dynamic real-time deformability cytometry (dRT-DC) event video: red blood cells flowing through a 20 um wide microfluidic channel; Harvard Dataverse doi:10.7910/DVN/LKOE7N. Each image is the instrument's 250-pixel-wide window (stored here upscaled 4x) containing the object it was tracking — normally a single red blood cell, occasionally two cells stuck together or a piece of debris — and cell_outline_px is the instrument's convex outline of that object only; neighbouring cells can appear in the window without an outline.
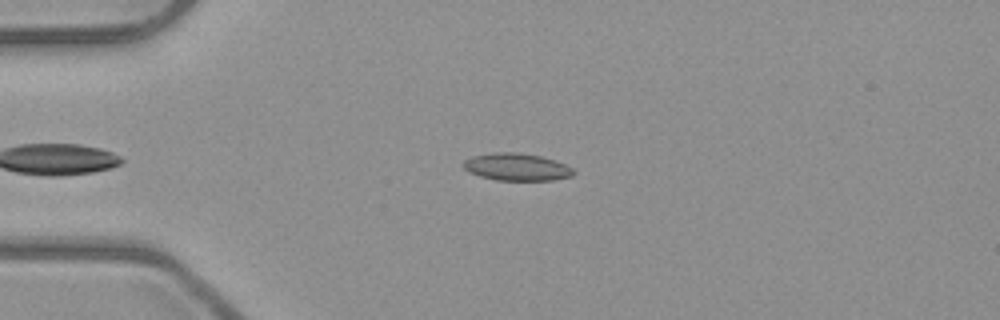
{"species": "common noctule bat (a hibernating species)", "species_latin": "Nyctalus noctula", "temperature_condition": "room temperature", "stored_images_in_passage": 45, "camera_frame_rate_fps": 3000, "um_per_image_px": 0.085, "animal": {"sex": "male", "body_mass_g": 23.1, "forearm_length_mm": 52.7}, "frame": {"image": 1, "passage_image": 10, "time_ms": 3.0, "image_size_px": [1000, 320], "cell_outline_px": [[576, 172], [572, 176], [552, 180], [496, 180], [480, 176], [468, 172], [464, 168], [464, 160], [472, 156], [496, 152], [516, 152], [540, 156], [564, 164], [572, 168]], "centroid_in_image_um": [43.9, 14.2], "position_along_channel_um": 41.1, "area_um2": 17.4}}
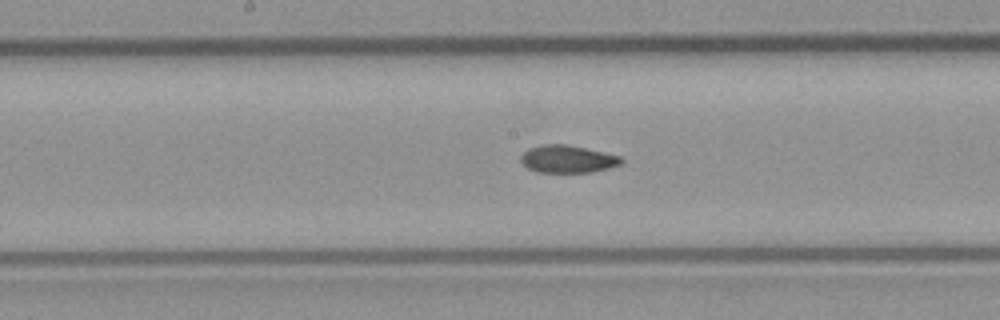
{"frame": {"image": 2, "passage_image": 24, "time_ms": 7.667, "image_size_px": [1000, 320], "cell_outline_px": [[624, 160], [620, 164], [608, 168], [592, 172], [536, 172], [528, 168], [520, 160], [520, 156], [528, 148], [544, 144], [564, 144], [584, 148], [620, 156]], "centroid_in_image_um": [48.22, 13.52], "position_along_channel_um": 200.0, "area_um2": 15.95}}
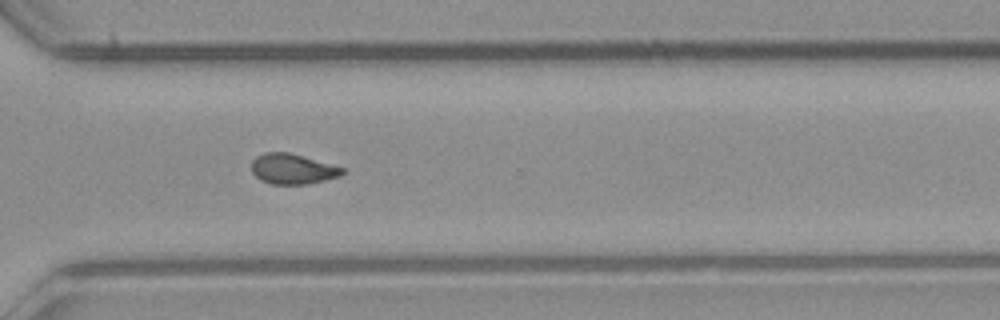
{"frame": {"image": 3, "passage_image": 35, "time_ms": 11.333, "image_size_px": [1000, 320], "cell_outline_px": [[348, 172], [340, 176], [308, 184], [272, 184], [260, 180], [252, 172], [252, 160], [256, 156], [264, 152], [288, 152], [344, 168]], "centroid_in_image_um": [24.87, 14.36], "position_along_channel_um": 345.7, "area_um2": 16.01}, "authors_computed_cell_mechanics": {"area_um2": 16.7042, "velocity_mm_per_s": 3.9867, "shape_relaxation_time_tau1_ms": null, "shape_relaxation_time_tau2_ms": 4.2462, "deformation_change_tau1": null, "deformation_change_tau2": 0.0955}}